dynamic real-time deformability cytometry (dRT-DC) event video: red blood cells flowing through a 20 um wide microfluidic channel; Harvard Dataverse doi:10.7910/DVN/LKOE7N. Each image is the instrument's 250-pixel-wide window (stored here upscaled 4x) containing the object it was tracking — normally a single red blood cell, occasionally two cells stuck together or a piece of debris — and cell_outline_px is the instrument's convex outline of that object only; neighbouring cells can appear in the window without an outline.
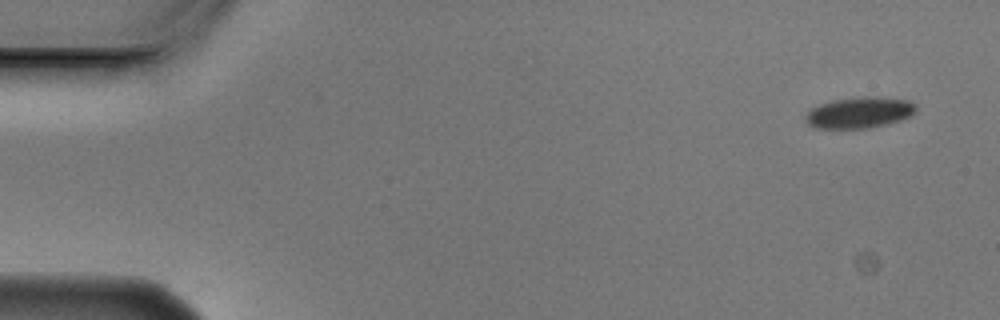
{"species": "Egyptian fruit bat (a non-hibernating species)", "species_latin": "Rousettus aegyptiacus", "temperature_condition": "cold", "stored_images_in_passage": 5, "camera_frame_rate_fps": 3000, "um_per_image_px": 0.085, "animal": {"sex": "male"}, "frame": {"image": 1, "passage_image": 1, "time_ms": 0.0, "image_size_px": [1000, 320], "cell_outline_px": [[916, 112], [912, 116], [888, 124], [868, 128], [816, 128], [808, 124], [804, 116], [812, 108], [820, 104], [836, 100], [908, 100], [916, 104]], "centroid_in_image_um": [73.03, 9.64], "position_along_channel_um": 12.0, "area_um2": 18.84}}
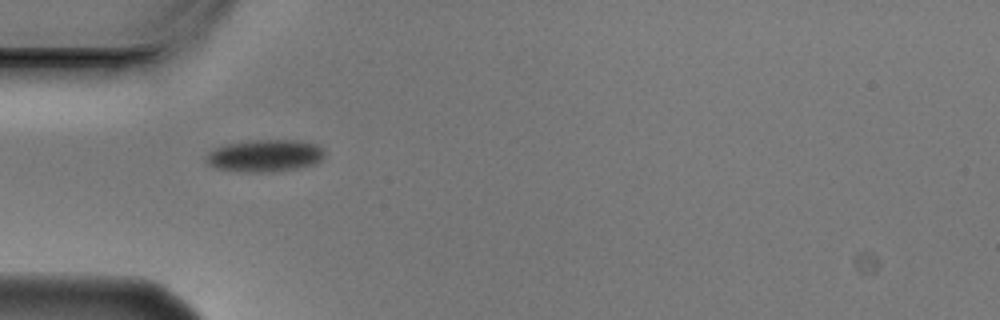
{"frame": {"image": 2, "passage_image": 4, "time_ms": 1.0, "image_size_px": [1000, 320], "cell_outline_px": [[324, 156], [320, 160], [312, 164], [296, 168], [268, 172], [252, 172], [216, 168], [208, 164], [204, 160], [208, 152], [224, 144], [252, 140], [300, 140], [316, 144], [324, 148]], "centroid_in_image_um": [22.51, 13.21], "position_along_channel_um": 62.5, "area_um2": 22.14}}
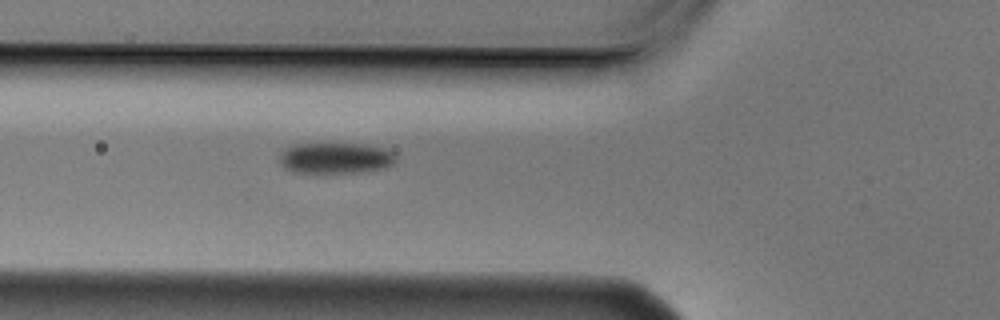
{"frame": {"image": 3, "passage_image": 5, "time_ms": 1.333, "image_size_px": [1000, 320], "cell_outline_px": [[396, 160], [392, 164], [384, 168], [360, 172], [292, 172], [284, 168], [280, 164], [280, 152], [296, 144], [364, 144], [384, 148], [392, 152], [396, 156]], "centroid_in_image_um": [28.52, 13.43], "position_along_channel_um": 97.3, "area_um2": 20.81}}